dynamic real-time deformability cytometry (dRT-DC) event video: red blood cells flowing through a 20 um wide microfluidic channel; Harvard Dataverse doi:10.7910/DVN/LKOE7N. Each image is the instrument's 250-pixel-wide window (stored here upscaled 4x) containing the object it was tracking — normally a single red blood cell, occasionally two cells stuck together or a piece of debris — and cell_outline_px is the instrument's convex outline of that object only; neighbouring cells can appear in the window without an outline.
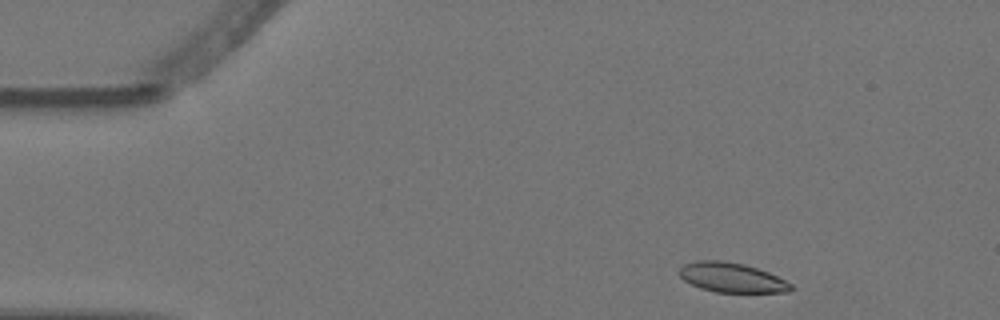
{"species": "Egyptian fruit bat (a non-hibernating species)", "species_latin": "Rousettus aegyptiacus", "temperature_condition": "warm", "stored_images_in_passage": 3, "camera_frame_rate_fps": 3000, "um_per_image_px": 0.085, "animal": {"sex": "female"}, "frame": {"image": 1, "passage_image": 1, "time_ms": 0.0, "image_size_px": [1000, 320], "cell_outline_px": [[796, 288], [788, 292], [716, 292], [700, 288], [684, 280], [676, 272], [684, 264], [696, 260], [720, 260], [744, 264], [768, 272], [792, 284]], "centroid_in_image_um": [62.18, 23.59], "position_along_channel_um": 22.8, "area_um2": 19.31}}